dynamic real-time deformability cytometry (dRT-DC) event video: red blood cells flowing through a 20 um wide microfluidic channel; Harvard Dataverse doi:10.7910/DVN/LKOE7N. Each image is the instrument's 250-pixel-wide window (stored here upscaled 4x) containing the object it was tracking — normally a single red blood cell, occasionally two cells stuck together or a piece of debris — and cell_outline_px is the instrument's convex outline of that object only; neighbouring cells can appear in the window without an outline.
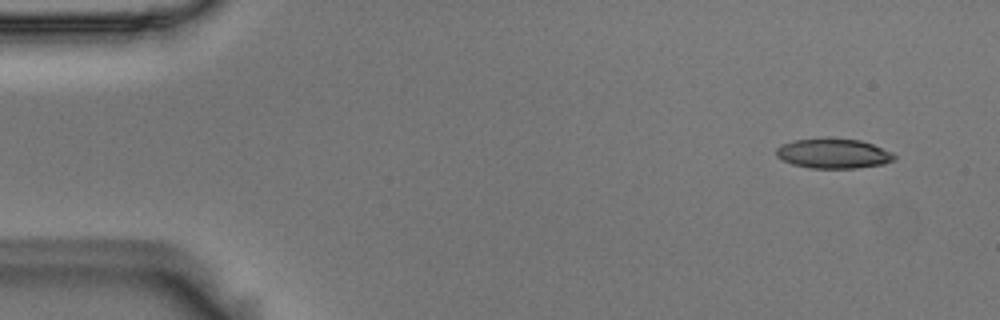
{"species": "Egyptian fruit bat (a non-hibernating species)", "species_latin": "Rousettus aegyptiacus", "temperature_condition": "room temperature", "stored_images_in_passage": 5, "camera_frame_rate_fps": 3000, "um_per_image_px": 0.085, "animal": {"sex": "male"}, "frame": {"image": 1, "passage_image": 1, "time_ms": 0.0, "image_size_px": [1000, 320], "cell_outline_px": [[896, 160], [884, 164], [856, 168], [812, 168], [792, 164], [776, 156], [776, 148], [792, 140], [828, 136], [860, 140], [872, 144], [892, 152], [896, 156]], "centroid_in_image_um": [70.85, 13.02], "position_along_channel_um": 14.2, "area_um2": 20.92}}
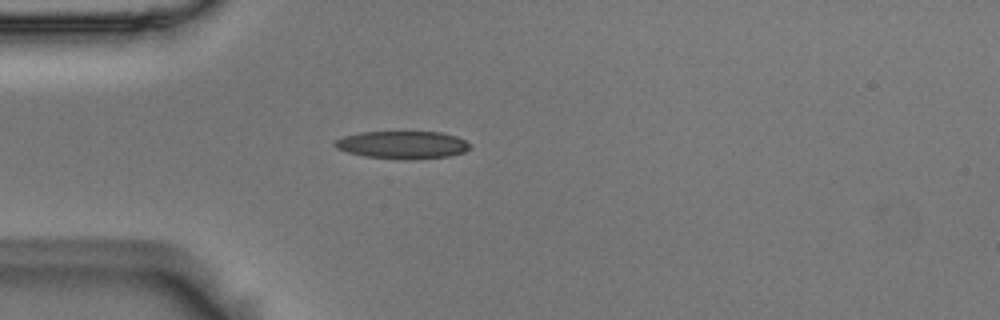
{"frame": {"image": 2, "passage_image": 4, "time_ms": 1.0, "image_size_px": [1000, 320], "cell_outline_px": [[472, 144], [464, 152], [448, 156], [408, 160], [404, 160], [364, 156], [348, 152], [336, 148], [332, 144], [336, 140], [344, 136], [360, 132], [440, 132], [456, 136]], "centroid_in_image_um": [34.2, 12.31], "position_along_channel_um": 50.8, "area_um2": 21.79}}